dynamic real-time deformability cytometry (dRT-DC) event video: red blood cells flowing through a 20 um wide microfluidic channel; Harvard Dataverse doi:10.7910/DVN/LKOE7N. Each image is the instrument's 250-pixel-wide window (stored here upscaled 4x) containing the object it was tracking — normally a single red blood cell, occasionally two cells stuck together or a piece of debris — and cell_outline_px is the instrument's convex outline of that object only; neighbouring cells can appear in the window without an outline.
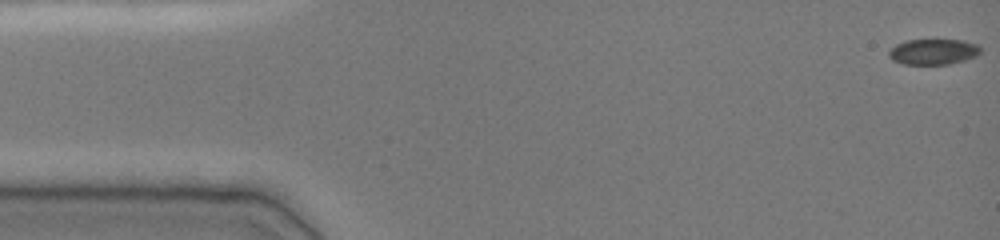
{"species": "common noctule bat (a hibernating species)", "species_latin": "Nyctalus noctula", "temperature_condition": "cold", "stored_images_in_passage": 35, "camera_frame_rate_fps": 3000, "um_per_image_px": 0.085, "animal": {"sex": "female", "body_mass_g": 19.0, "forearm_length_mm": 51.5}, "frame": {"image": 1, "passage_image": 1, "time_ms": 0.0, "image_size_px": [1000, 240], "cell_outline_px": [[980, 52], [976, 56], [964, 60], [948, 64], [904, 64], [892, 60], [888, 56], [888, 52], [896, 44], [904, 40], [936, 36], [964, 40], [980, 44]], "centroid_in_image_um": [79.34, 4.32], "position_along_channel_um": 5.7, "area_um2": 14.62}}
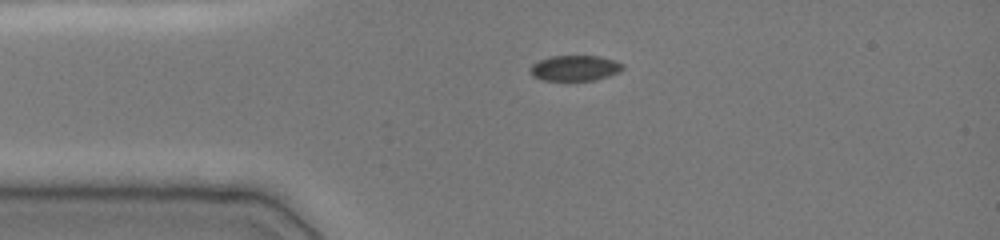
{"frame": {"image": 2, "passage_image": 18, "time_ms": 3.333, "image_size_px": [1000, 240], "cell_outline_px": [[624, 68], [620, 72], [608, 76], [592, 80], [544, 80], [532, 76], [528, 72], [528, 68], [532, 64], [540, 60], [552, 56], [600, 56], [616, 60], [624, 64]], "centroid_in_image_um": [48.87, 5.78], "position_along_channel_um": 36.1, "area_um2": 13.87}}
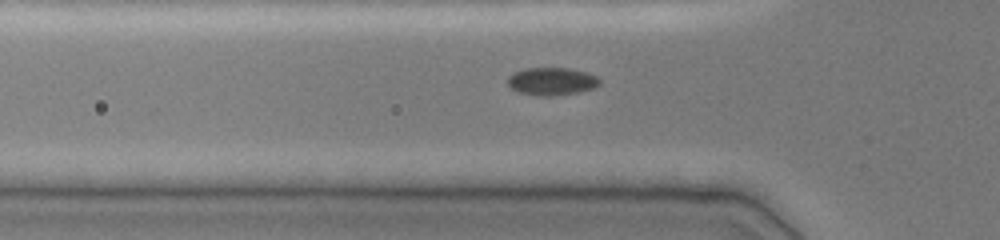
{"frame": {"image": 3, "passage_image": 29, "time_ms": 5.0, "image_size_px": [1000, 240], "cell_outline_px": [[600, 84], [592, 88], [580, 92], [548, 96], [540, 96], [516, 92], [508, 84], [508, 76], [524, 68], [568, 68], [584, 72], [596, 76], [600, 80]], "centroid_in_image_um": [46.88, 6.92], "position_along_channel_um": 78.9, "area_um2": 14.74}}